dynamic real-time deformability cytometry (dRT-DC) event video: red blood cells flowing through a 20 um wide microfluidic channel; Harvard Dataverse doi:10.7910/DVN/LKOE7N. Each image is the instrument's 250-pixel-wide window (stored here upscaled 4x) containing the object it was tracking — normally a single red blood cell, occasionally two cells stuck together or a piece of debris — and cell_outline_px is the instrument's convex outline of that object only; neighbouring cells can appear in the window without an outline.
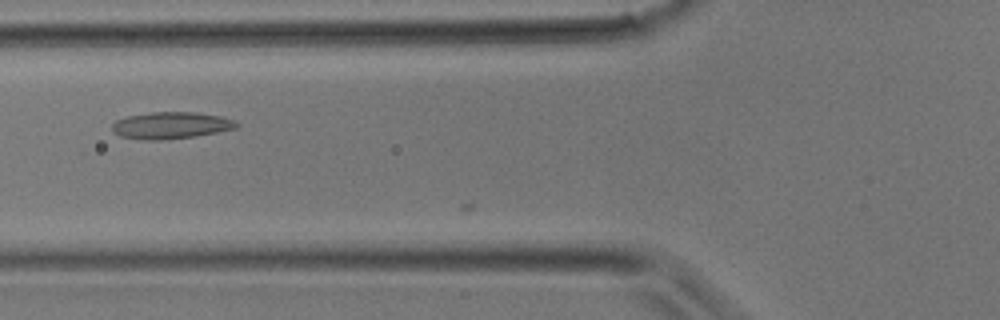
{"species": "common noctule bat (a hibernating species)", "species_latin": "Nyctalus noctula", "temperature_condition": "room temperature", "stored_images_in_passage": 6, "camera_frame_rate_fps": 3000, "um_per_image_px": 0.085, "animal": {"sex": "male", "body_mass_g": 17.9}, "frame": {"image": 1, "passage_image": 4, "time_ms": 1.0, "image_size_px": [1000, 320], "cell_outline_px": [[240, 124], [236, 128], [196, 136], [160, 140], [144, 140], [120, 136], [112, 132], [112, 124], [116, 120], [128, 116], [152, 112], [196, 112], [220, 116], [232, 120]], "centroid_in_image_um": [14.5, 10.66], "position_along_channel_um": 111.3, "area_um2": 19.36}}